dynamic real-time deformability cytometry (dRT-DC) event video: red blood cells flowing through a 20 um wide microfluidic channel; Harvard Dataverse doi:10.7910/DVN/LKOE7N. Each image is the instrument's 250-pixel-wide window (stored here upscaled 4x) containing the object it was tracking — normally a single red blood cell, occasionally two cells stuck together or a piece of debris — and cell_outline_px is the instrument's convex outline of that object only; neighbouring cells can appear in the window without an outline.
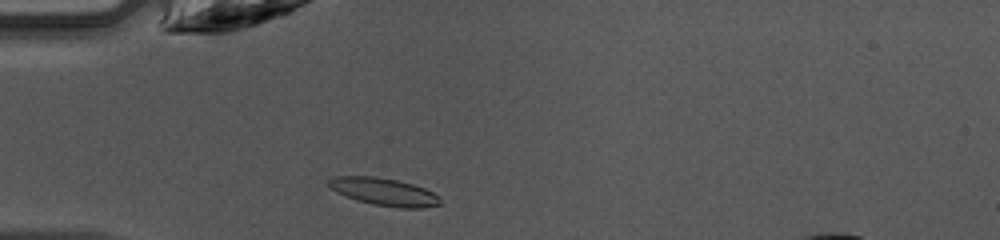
{"species": "common noctule bat (a hibernating species)", "species_latin": "Nyctalus noctula", "temperature_condition": "warm", "stored_images_in_passage": 35, "camera_frame_rate_fps": 3000, "um_per_image_px": 0.085, "animal": {"sex": "female", "body_mass_g": 10.0, "forearm_length_mm": 53.1}, "frame": {"image": 1, "passage_image": 2, "time_ms": 0.333, "image_size_px": [1000, 240], "cell_outline_px": [[440, 204], [420, 208], [404, 208], [372, 204], [356, 200], [332, 188], [328, 184], [328, 180], [336, 176], [372, 176], [396, 180], [412, 184], [424, 188], [440, 196]], "centroid_in_image_um": [32.67, 16.3], "position_along_channel_um": 52.3, "area_um2": 17.51}}
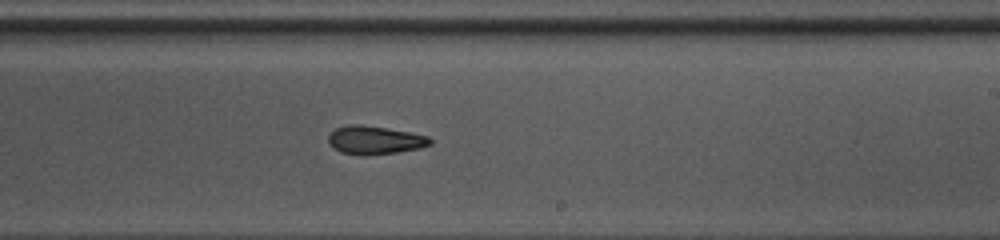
{"frame": {"image": 2, "passage_image": 17, "time_ms": 5.333, "image_size_px": [1000, 240], "cell_outline_px": [[432, 144], [420, 148], [396, 152], [368, 156], [364, 156], [340, 152], [332, 148], [328, 144], [328, 136], [336, 128], [348, 124], [360, 124], [388, 128], [428, 136], [432, 140]], "centroid_in_image_um": [31.82, 11.91], "position_along_channel_um": 257.2, "area_um2": 16.99}}
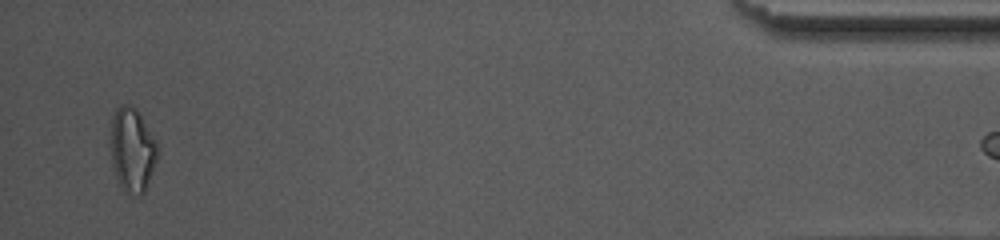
{"frame": {"image": 3, "passage_image": 34, "time_ms": 11.0, "image_size_px": [1000, 240], "cell_outline_px": [[160, 148], [156, 160], [144, 192], [140, 196], [124, 192], [116, 176], [112, 164], [108, 144], [108, 140], [112, 116], [116, 108], [120, 104], [132, 104], [140, 112], [156, 140]], "centroid_in_image_um": [11.21, 12.67], "position_along_channel_um": 424.0, "area_um2": 23.76}}